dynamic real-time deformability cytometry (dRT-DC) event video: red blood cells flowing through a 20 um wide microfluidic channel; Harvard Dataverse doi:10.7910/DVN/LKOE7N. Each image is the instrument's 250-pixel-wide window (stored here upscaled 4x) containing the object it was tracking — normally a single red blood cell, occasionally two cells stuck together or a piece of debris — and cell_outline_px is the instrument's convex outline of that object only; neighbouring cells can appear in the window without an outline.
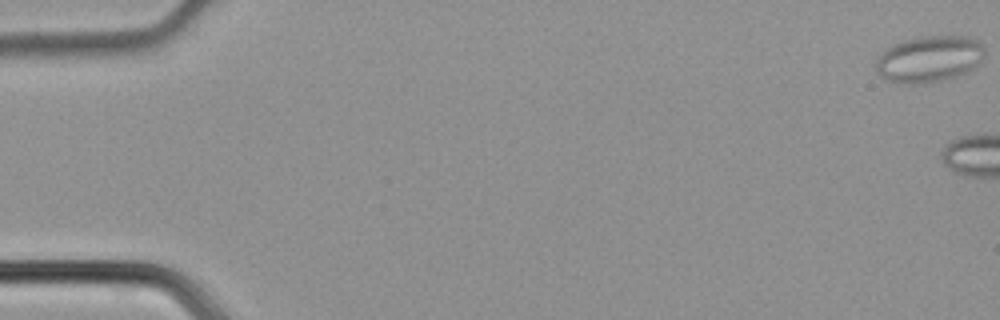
{"species": "common noctule bat (a hibernating species)", "species_latin": "Nyctalus noctula", "temperature_condition": "cold", "stored_images_in_passage": 5, "camera_frame_rate_fps": 3000, "um_per_image_px": 0.085, "animal": {"sex": "male", "body_mass_g": 21.5, "forearm_length_mm": 52.0}, "frame": {"image": 1, "passage_image": 1, "time_ms": 0.0, "image_size_px": [1000, 320], "cell_outline_px": [[984, 56], [980, 64], [976, 68], [968, 72], [948, 80], [924, 84], [904, 84], [888, 80], [880, 76], [876, 72], [876, 60], [892, 44], [904, 40], [924, 36], [968, 36], [976, 40], [984, 48]], "centroid_in_image_um": [79.02, 5.04], "position_along_channel_um": 6.0, "area_um2": 29.82}}